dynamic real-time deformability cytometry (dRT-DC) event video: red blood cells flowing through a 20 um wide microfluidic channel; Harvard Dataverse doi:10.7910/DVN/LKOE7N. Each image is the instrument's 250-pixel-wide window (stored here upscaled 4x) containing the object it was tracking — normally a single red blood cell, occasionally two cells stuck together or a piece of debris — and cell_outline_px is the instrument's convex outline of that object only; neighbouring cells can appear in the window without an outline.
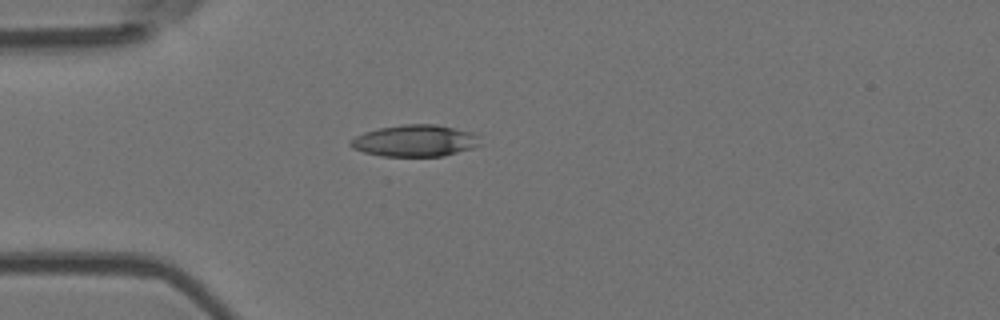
{"species": "Egyptian fruit bat (a non-hibernating species)", "species_latin": "Rousettus aegyptiacus", "temperature_condition": "room temperature", "stored_images_in_passage": 40, "camera_frame_rate_fps": 3000, "um_per_image_px": 0.085, "animal": {"sex": "female"}, "frame": {"image": 1, "passage_image": 1, "time_ms": 0.0, "image_size_px": [1000, 320], "cell_outline_px": [[484, 144], [472, 148], [444, 156], [380, 156], [364, 152], [352, 148], [348, 144], [348, 140], [364, 132], [380, 128], [404, 124], [436, 124], [472, 132]], "centroid_in_image_um": [35.26, 11.96], "position_along_channel_um": 49.7, "area_um2": 24.04}}
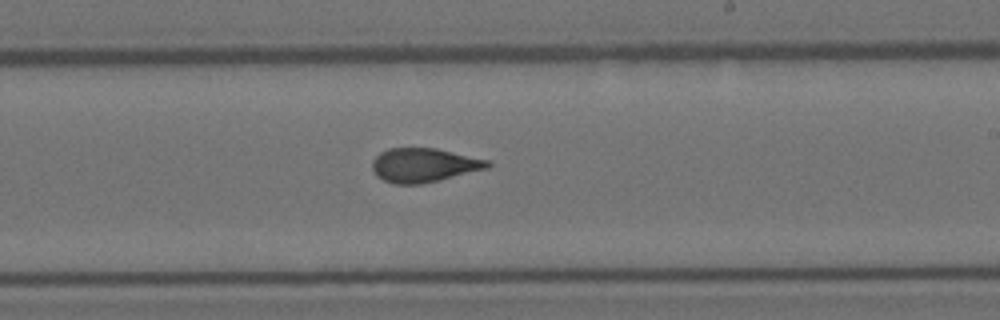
{"frame": {"image": 2, "passage_image": 18, "time_ms": 5.667, "image_size_px": [1000, 320], "cell_outline_px": [[492, 164], [488, 168], [440, 180], [420, 184], [392, 184], [376, 176], [372, 168], [372, 160], [380, 152], [388, 148], [436, 148], [492, 160]], "centroid_in_image_um": [36.05, 14.03], "position_along_channel_um": 253.0, "area_um2": 23.12}}
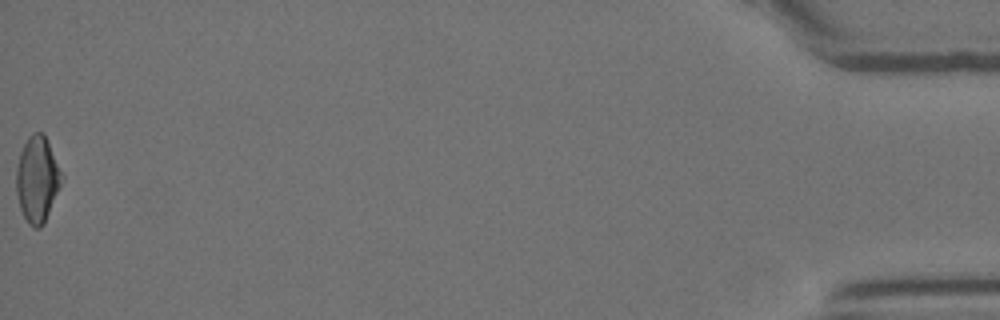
{"frame": {"image": 3, "passage_image": 40, "time_ms": 13.0, "image_size_px": [1000, 320], "cell_outline_px": [[64, 176], [44, 224], [40, 228], [32, 228], [28, 224], [20, 208], [16, 192], [16, 168], [20, 152], [28, 136], [32, 132], [44, 132], [48, 140]], "centroid_in_image_um": [3.17, 15.22], "position_along_channel_um": 432.0, "area_um2": 22.95}, "authors_computed_cell_mechanics": {"area_um2": 22.9755, "velocity_mm_per_s": 3.7963, "shape_relaxation_time_tau1_ms": null, "shape_relaxation_time_tau2_ms": 1.6588, "deformation_change_tau1": null, "deformation_change_tau2": 0.0961}}